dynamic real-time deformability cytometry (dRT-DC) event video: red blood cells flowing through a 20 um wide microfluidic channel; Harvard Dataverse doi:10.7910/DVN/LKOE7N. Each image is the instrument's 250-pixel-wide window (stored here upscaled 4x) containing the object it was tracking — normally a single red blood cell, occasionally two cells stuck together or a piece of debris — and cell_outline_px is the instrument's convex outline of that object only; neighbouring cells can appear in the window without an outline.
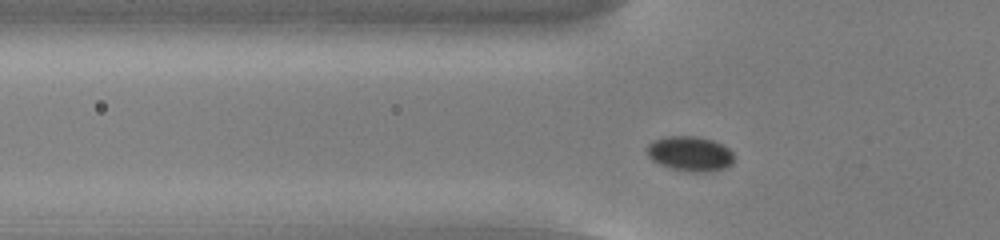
{"species": "common noctule bat (a hibernating species)", "species_latin": "Nyctalus noctula", "temperature_condition": "cold", "stored_images_in_passage": 44, "camera_frame_rate_fps": 3000, "um_per_image_px": 0.085, "animal": {"sex": "male", "body_mass_g": 13.0, "forearm_length_mm": 53.1}, "frame": {"image": 1, "passage_image": 7, "time_ms": 2.0, "image_size_px": [1000, 240], "cell_outline_px": [[732, 164], [724, 168], [712, 172], [688, 172], [672, 168], [660, 164], [652, 160], [648, 156], [648, 144], [656, 140], [668, 136], [696, 136], [712, 140], [728, 148], [732, 152]], "centroid_in_image_um": [58.66, 13.08], "position_along_channel_um": 67.1, "area_um2": 17.51}}
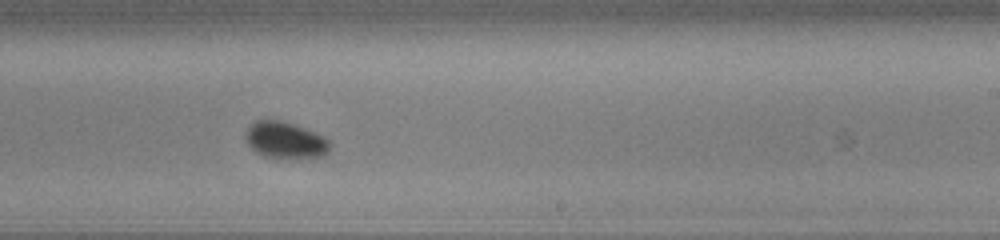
{"frame": {"image": 2, "passage_image": 23, "time_ms": 7.333, "image_size_px": [1000, 240], "cell_outline_px": [[328, 152], [324, 156], [288, 160], [264, 156], [256, 152], [248, 144], [244, 136], [248, 128], [256, 120], [280, 120], [304, 128], [324, 136], [328, 140]], "centroid_in_image_um": [24.24, 11.95], "position_along_channel_um": 264.8, "area_um2": 18.09}}
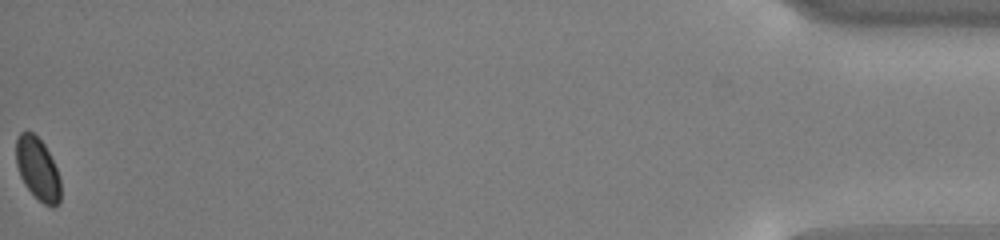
{"frame": {"image": 3, "passage_image": 44, "time_ms": 14.333, "image_size_px": [1000, 240], "cell_outline_px": [[60, 204], [52, 208], [44, 204], [24, 184], [20, 176], [16, 164], [16, 140], [20, 132], [32, 132], [44, 144], [56, 168], [60, 180]], "centroid_in_image_um": [3.2, 14.37], "position_along_channel_um": 432.0, "area_um2": 16.07}, "authors_computed_cell_mechanics": {"area_um2": 17.5134, "velocity_mm_per_s": 3.7398, "shape_relaxation_time_tau1_ms": 0.8781, "shape_relaxation_time_tau2_ms": null, "deformation_change_tau1": 0.0329, "deformation_change_tau2": null}}